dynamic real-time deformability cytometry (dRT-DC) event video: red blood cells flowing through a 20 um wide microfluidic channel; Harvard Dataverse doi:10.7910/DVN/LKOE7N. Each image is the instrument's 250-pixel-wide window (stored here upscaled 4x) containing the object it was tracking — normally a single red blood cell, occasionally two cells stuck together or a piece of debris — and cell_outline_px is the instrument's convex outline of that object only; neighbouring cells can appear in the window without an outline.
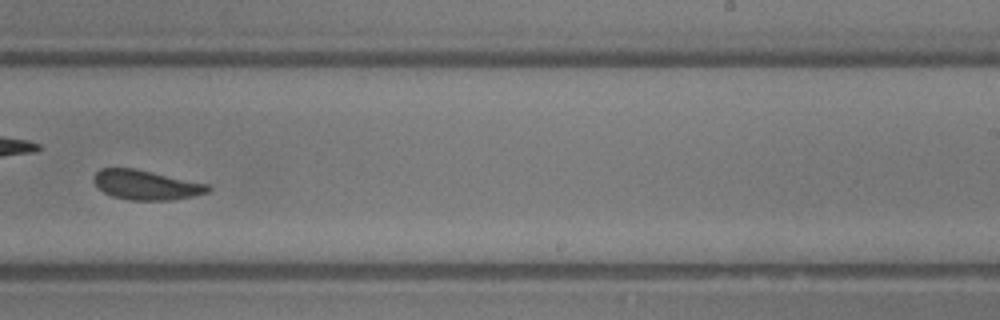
{"species": "common noctule bat (a hibernating species)", "species_latin": "Nyctalus noctula", "temperature_condition": "room temperature", "stored_images_in_passage": 39, "camera_frame_rate_fps": 3000, "um_per_image_px": 0.085, "animal": {"sex": "male", "body_mass_g": 13.3}, "frame": {"image": 1, "passage_image": 23, "time_ms": 7.333, "image_size_px": [1000, 320], "cell_outline_px": [[212, 188], [208, 192], [192, 196], [172, 200], [128, 200], [112, 196], [96, 188], [92, 180], [92, 176], [100, 168], [132, 168], [208, 184]], "centroid_in_image_um": [12.35, 15.72], "position_along_channel_um": 276.6, "area_um2": 19.71}}
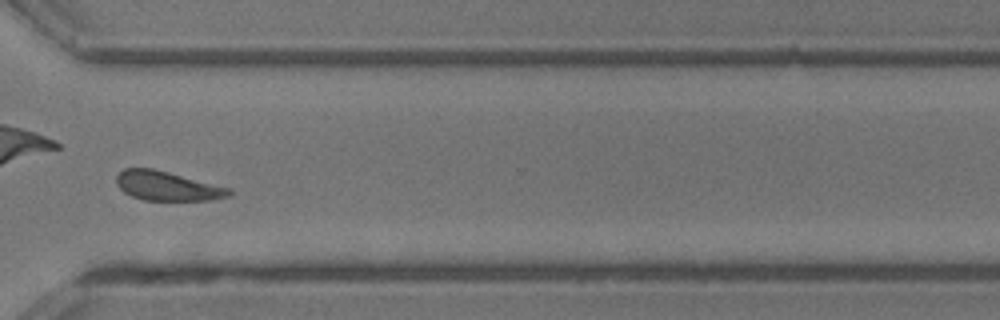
{"frame": {"image": 2, "passage_image": 28, "time_ms": 9.0, "image_size_px": [1000, 320], "cell_outline_px": [[232, 192], [228, 196], [212, 200], [144, 200], [132, 196], [124, 192], [116, 184], [116, 176], [124, 168], [152, 168], [232, 188]], "centroid_in_image_um": [14.22, 15.81], "position_along_channel_um": 356.4, "area_um2": 19.19}}
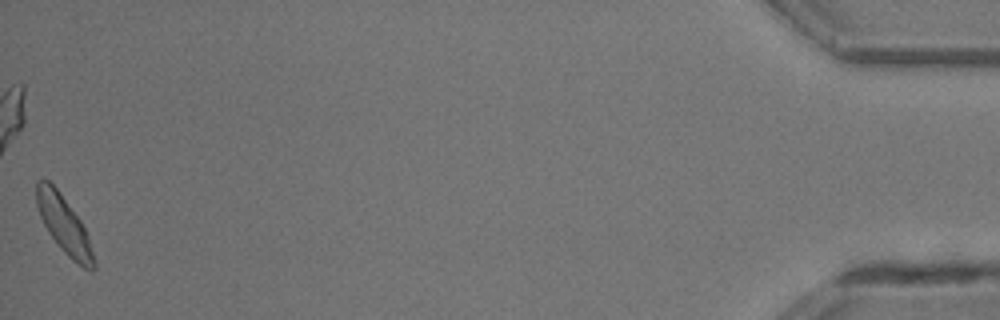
{"frame": {"image": 3, "passage_image": 39, "time_ms": 12.667, "image_size_px": [1000, 320], "cell_outline_px": [[96, 268], [84, 268], [72, 260], [60, 248], [48, 232], [40, 216], [36, 204], [36, 180], [48, 180], [56, 188], [80, 220], [88, 236], [96, 260]], "centroid_in_image_um": [5.44, 19.12], "position_along_channel_um": 429.8, "area_um2": 18.84}, "authors_computed_cell_mechanics": {"area_um2": 20.23, "velocity_mm_per_s": 4.781, "shape_relaxation_time_tau1_ms": 1.3311, "shape_relaxation_time_tau2_ms": null, "deformation_change_tau1": 0.0844, "deformation_change_tau2": null}}